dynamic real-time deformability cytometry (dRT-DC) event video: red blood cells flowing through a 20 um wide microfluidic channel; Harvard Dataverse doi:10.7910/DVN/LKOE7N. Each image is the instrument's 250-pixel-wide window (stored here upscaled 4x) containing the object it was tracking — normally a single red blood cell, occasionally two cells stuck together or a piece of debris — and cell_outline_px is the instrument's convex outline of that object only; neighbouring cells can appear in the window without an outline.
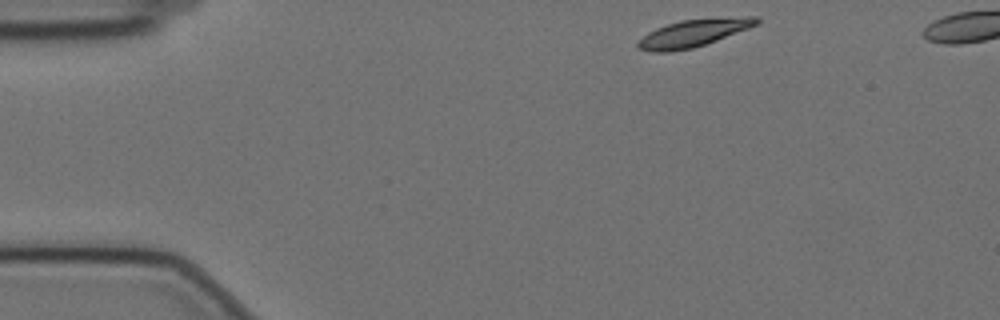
{"species": "Egyptian fruit bat (a non-hibernating species)", "species_latin": "Rousettus aegyptiacus", "temperature_condition": "cold", "stored_images_in_passage": 47, "camera_frame_rate_fps": 3000, "um_per_image_px": 0.085, "animal": {"sex": "female"}, "frame": {"image": 1, "passage_image": 1, "time_ms": 0.0, "image_size_px": [1000, 320], "cell_outline_px": [[760, 20], [756, 24], [748, 28], [716, 40], [692, 48], [668, 52], [652, 52], [640, 48], [636, 44], [648, 32], [656, 28], [680, 20], [748, 16], [756, 16]], "centroid_in_image_um": [58.93, 2.81], "position_along_channel_um": 26.1, "area_um2": 18.5}}
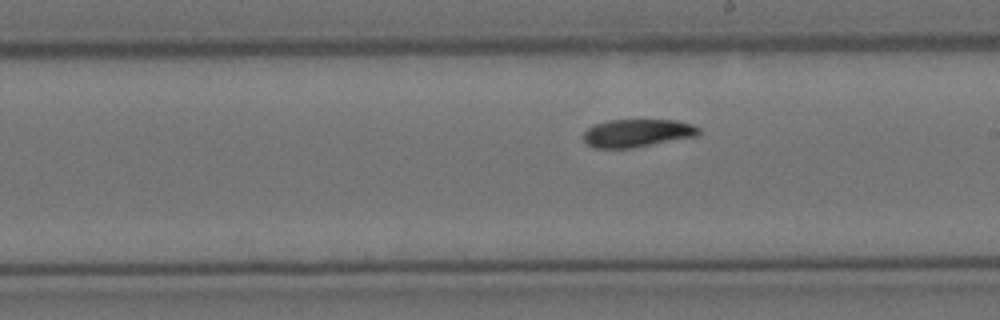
{"frame": {"image": 2, "passage_image": 25, "time_ms": 8.0, "image_size_px": [1000, 320], "cell_outline_px": [[700, 132], [696, 136], [632, 148], [592, 148], [584, 140], [584, 132], [588, 128], [596, 124], [608, 120], [676, 120], [692, 124], [700, 128]], "centroid_in_image_um": [54.17, 11.31], "position_along_channel_um": 234.8, "area_um2": 18.67}}
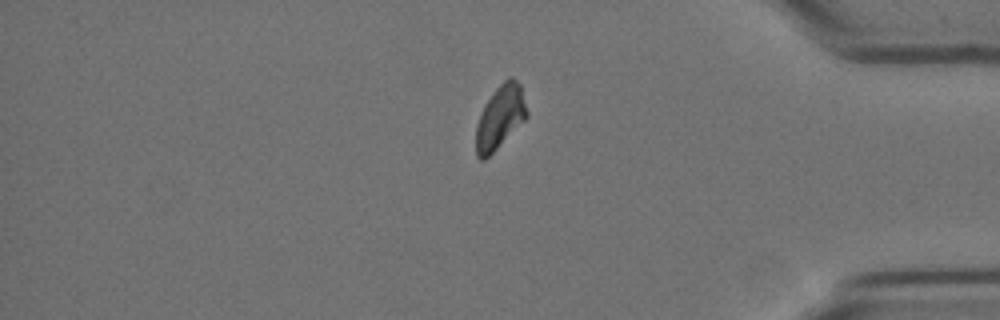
{"frame": {"image": 3, "passage_image": 41, "time_ms": 13.333, "image_size_px": [1000, 320], "cell_outline_px": [[528, 116], [484, 160], [480, 160], [476, 156], [476, 124], [488, 100], [496, 88], [508, 76], [512, 76], [520, 84], [528, 112]], "centroid_in_image_um": [42.51, 9.94], "position_along_channel_um": 392.7, "area_um2": 18.32}, "authors_computed_cell_mechanics": {"area_um2": 19.074, "velocity_mm_per_s": 3.4443, "shape_relaxation_time_tau1_ms": 6.1214, "shape_relaxation_time_tau2_ms": null, "deformation_change_tau1": 0.1408, "deformation_change_tau2": null}}